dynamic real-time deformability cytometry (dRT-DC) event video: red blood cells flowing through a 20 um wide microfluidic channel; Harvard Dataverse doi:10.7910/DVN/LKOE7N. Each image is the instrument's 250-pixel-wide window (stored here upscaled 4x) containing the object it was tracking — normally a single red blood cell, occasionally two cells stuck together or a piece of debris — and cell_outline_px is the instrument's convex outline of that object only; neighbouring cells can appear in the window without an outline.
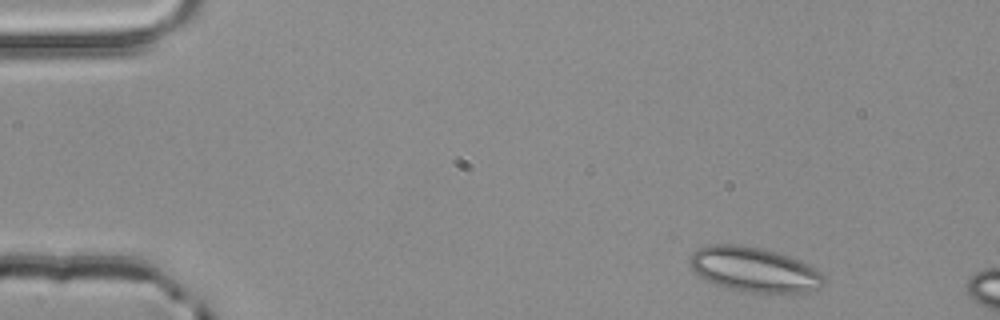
{"species": "common noctule bat (a hibernating species)", "species_latin": "Nyctalus noctula", "temperature_condition": "room temperature", "stored_images_in_passage": 3, "camera_frame_rate_fps": 3000, "um_per_image_px": 0.085, "animal": {"sex": "male", "body_mass_g": 20.4}, "frame": {"image": 1, "passage_image": 1, "time_ms": 0.0, "image_size_px": [1000, 320], "cell_outline_px": [[824, 284], [820, 288], [804, 292], [748, 292], [724, 288], [700, 276], [692, 268], [688, 260], [692, 252], [700, 248], [712, 244], [736, 244], [760, 248], [788, 256], [800, 260], [808, 264], [820, 272], [824, 276]], "centroid_in_image_um": [64.1, 22.91], "position_along_channel_um": 20.9, "area_um2": 34.68}}